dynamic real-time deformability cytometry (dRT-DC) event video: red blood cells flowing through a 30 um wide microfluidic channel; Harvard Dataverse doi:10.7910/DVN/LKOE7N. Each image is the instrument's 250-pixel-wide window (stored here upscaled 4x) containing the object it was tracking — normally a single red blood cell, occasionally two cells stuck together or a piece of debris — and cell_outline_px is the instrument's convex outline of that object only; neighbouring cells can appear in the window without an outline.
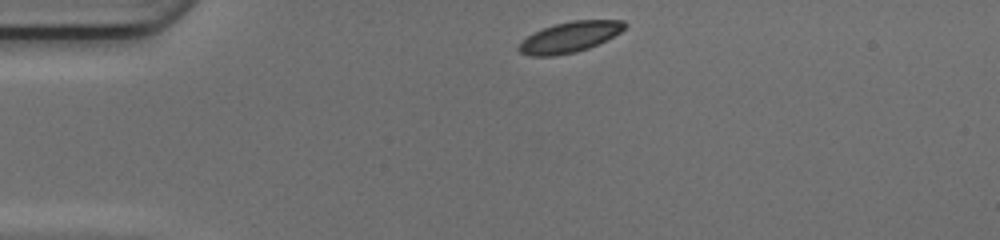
{"species": "common noctule bat (a hibernating species)", "species_latin": "Nyctalus noctula", "temperature_condition": "cold", "stored_images_in_passage": 40, "camera_frame_rate_fps": 3000, "um_per_image_px": 0.085, "animal": {"sex": "female", "body_mass_g": 17.0, "forearm_length_mm": 48.0}, "frame": {"image": 1, "passage_image": 1, "time_ms": 0.0, "image_size_px": [1000, 240], "cell_outline_px": [[628, 24], [620, 32], [588, 48], [576, 52], [556, 56], [532, 56], [520, 52], [516, 48], [528, 36], [544, 28], [556, 24], [572, 20], [624, 20]], "centroid_in_image_um": [48.43, 3.15], "position_along_channel_um": 36.6, "area_um2": 18.55}}
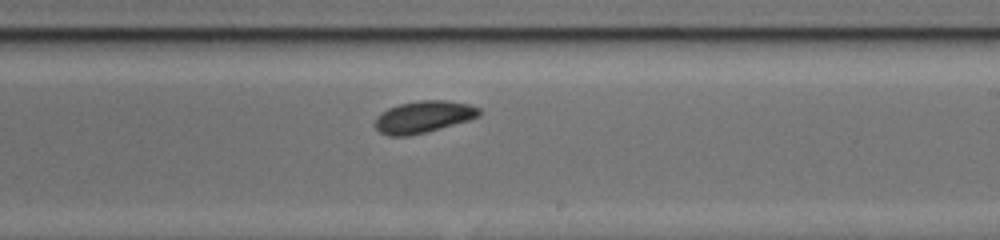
{"frame": {"image": 2, "passage_image": 20, "time_ms": 6.333, "image_size_px": [1000, 240], "cell_outline_px": [[480, 116], [468, 120], [440, 128], [408, 136], [388, 136], [380, 132], [372, 124], [376, 116], [380, 112], [388, 108], [400, 104], [420, 100], [448, 100], [468, 104], [480, 108]], "centroid_in_image_um": [35.94, 9.93], "position_along_channel_um": 253.1, "area_um2": 19.42}}
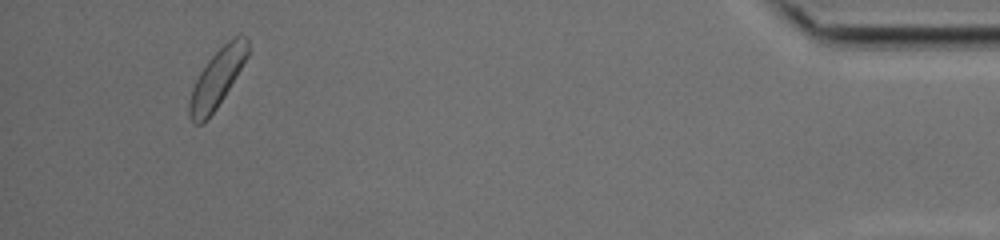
{"frame": {"image": 3, "passage_image": 37, "time_ms": 12.0, "image_size_px": [1000, 240], "cell_outline_px": [[248, 56], [224, 96], [216, 108], [200, 124], [196, 124], [188, 116], [188, 104], [192, 88], [200, 72], [208, 60], [228, 40], [236, 36], [248, 36]], "centroid_in_image_um": [18.44, 6.64], "position_along_channel_um": 416.8, "area_um2": 19.25}, "authors_computed_cell_mechanics": {"area_um2": 19.4786, "velocity_mm_per_s": 4.1328, "shape_relaxation_time_tau1_ms": 3.0214, "shape_relaxation_time_tau2_ms": null, "deformation_change_tau1": 0.0913, "deformation_change_tau2": null}}